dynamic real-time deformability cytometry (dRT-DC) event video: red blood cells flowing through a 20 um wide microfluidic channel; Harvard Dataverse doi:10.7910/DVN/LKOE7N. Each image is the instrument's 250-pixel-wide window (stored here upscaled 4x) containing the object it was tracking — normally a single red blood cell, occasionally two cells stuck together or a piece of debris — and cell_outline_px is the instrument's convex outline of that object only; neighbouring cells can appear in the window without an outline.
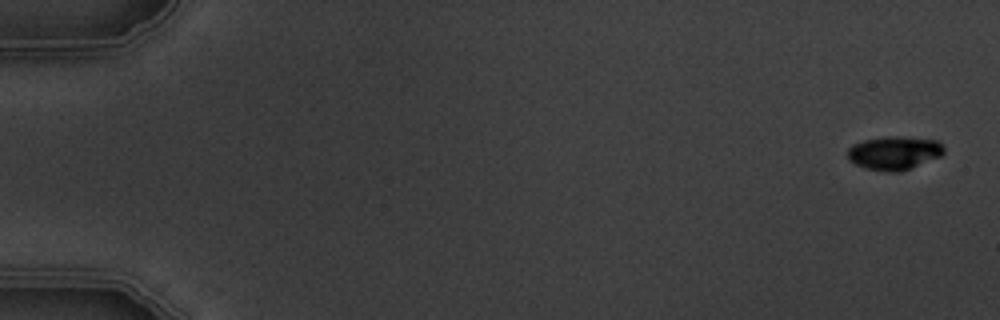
{"species": "common noctule bat (a hibernating species)", "species_latin": "Nyctalus noctula", "temperature_condition": "warm", "stored_images_in_passage": 8, "camera_frame_rate_fps": 3000, "um_per_image_px": 0.085, "animal": {"sex": "male", "body_mass_g": 19.5, "forearm_length_mm": 54.6}, "frame": {"image": 1, "passage_image": 1, "time_ms": 0.0, "image_size_px": [1000, 320], "cell_outline_px": [[944, 152], [940, 156], [900, 172], [892, 172], [868, 168], [856, 164], [848, 160], [848, 148], [852, 144], [864, 140], [884, 136], [896, 136], [936, 140], [944, 148]], "centroid_in_image_um": [75.98, 12.99], "position_along_channel_um": 9.0, "area_um2": 18.55}}
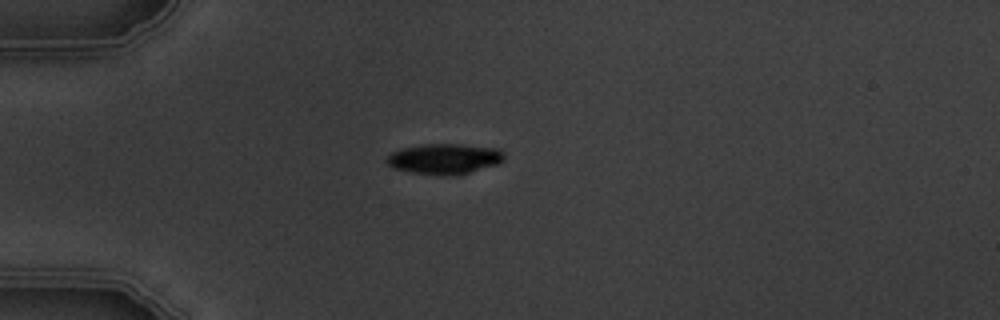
{"frame": {"image": 2, "passage_image": 5, "time_ms": 4.667, "image_size_px": [1000, 320], "cell_outline_px": [[504, 160], [500, 164], [468, 172], [440, 176], [412, 172], [396, 168], [388, 164], [384, 160], [392, 152], [400, 148], [424, 144], [460, 144], [500, 148], [504, 152]], "centroid_in_image_um": [37.81, 13.48], "position_along_channel_um": 47.2, "area_um2": 20.87}}
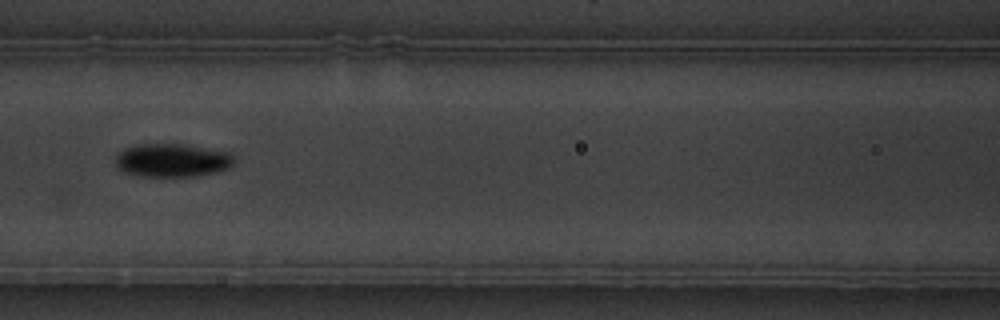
{"frame": {"image": 3, "passage_image": 8, "time_ms": 8.0, "image_size_px": [1000, 320], "cell_outline_px": [[236, 160], [228, 168], [216, 172], [192, 176], [144, 176], [124, 172], [116, 164], [116, 156], [124, 148], [136, 144], [184, 144], [232, 152]], "centroid_in_image_um": [14.68, 13.61], "position_along_channel_um": 151.9, "area_um2": 23.06}}